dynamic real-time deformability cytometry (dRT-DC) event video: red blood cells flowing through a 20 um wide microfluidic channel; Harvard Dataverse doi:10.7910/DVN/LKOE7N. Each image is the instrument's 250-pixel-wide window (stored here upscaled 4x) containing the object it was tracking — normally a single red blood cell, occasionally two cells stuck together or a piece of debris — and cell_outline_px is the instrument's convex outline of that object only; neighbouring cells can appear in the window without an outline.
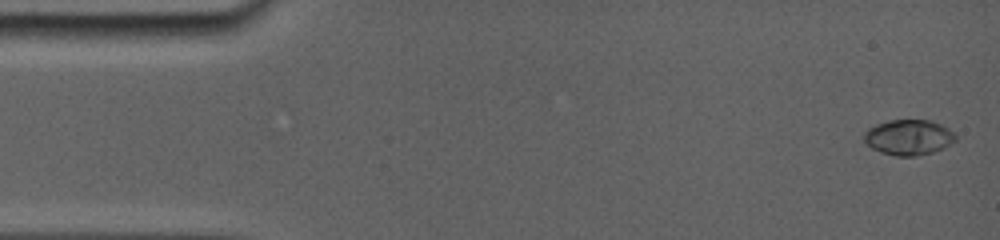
{"species": "common noctule bat (a hibernating species)", "species_latin": "Nyctalus noctula", "temperature_condition": "room temperature", "stored_images_in_passage": 45, "camera_frame_rate_fps": 5000, "um_per_image_px": 0.085, "animal": {"sex": "female", "body_mass_g": 19.0, "forearm_length_mm": 56.7}, "frame": {"image": 1, "passage_image": 1, "time_ms": 0.0, "image_size_px": [1000, 240], "cell_outline_px": [[956, 136], [952, 140], [928, 152], [908, 156], [900, 156], [884, 152], [868, 144], [864, 136], [872, 128], [880, 124], [892, 120], [928, 120], [952, 132]], "centroid_in_image_um": [77.19, 11.65], "position_along_channel_um": 7.8, "area_um2": 17.11}}
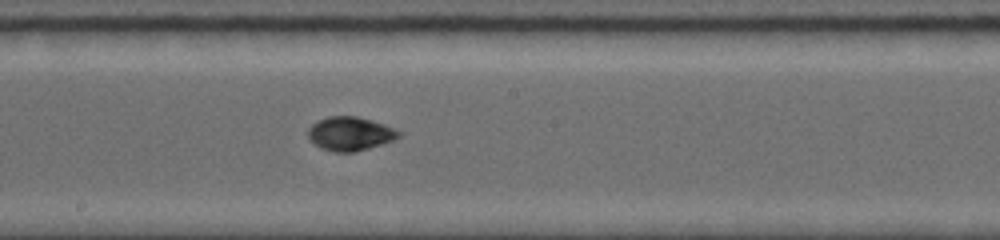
{"frame": {"image": 2, "passage_image": 24, "time_ms": 8.6, "image_size_px": [1000, 240], "cell_outline_px": [[400, 136], [392, 140], [356, 152], [336, 152], [320, 148], [308, 136], [308, 128], [312, 124], [328, 116], [356, 116], [372, 120], [384, 124], [400, 132]], "centroid_in_image_um": [29.74, 11.36], "position_along_channel_um": 218.5, "area_um2": 17.57}}
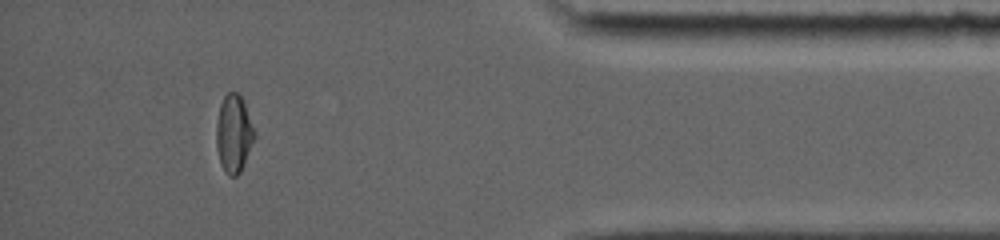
{"frame": {"image": 3, "passage_image": 41, "time_ms": 14.4, "image_size_px": [1000, 240], "cell_outline_px": [[256, 136], [244, 164], [240, 172], [236, 176], [228, 176], [224, 172], [220, 164], [216, 148], [216, 124], [220, 104], [224, 96], [228, 92], [236, 92], [244, 100], [256, 132]], "centroid_in_image_um": [19.87, 11.37], "position_along_channel_um": 415.3, "area_um2": 17.63}, "authors_computed_cell_mechanics": {"area_um2": 17.1088, "velocity_mm_per_s": 3.8572, "shape_relaxation_time_tau1_ms": 4.668, "shape_relaxation_time_tau2_ms": 0.9286, "deformation_change_tau1": 0.1901, "deformation_change_tau2": 0.0271}}